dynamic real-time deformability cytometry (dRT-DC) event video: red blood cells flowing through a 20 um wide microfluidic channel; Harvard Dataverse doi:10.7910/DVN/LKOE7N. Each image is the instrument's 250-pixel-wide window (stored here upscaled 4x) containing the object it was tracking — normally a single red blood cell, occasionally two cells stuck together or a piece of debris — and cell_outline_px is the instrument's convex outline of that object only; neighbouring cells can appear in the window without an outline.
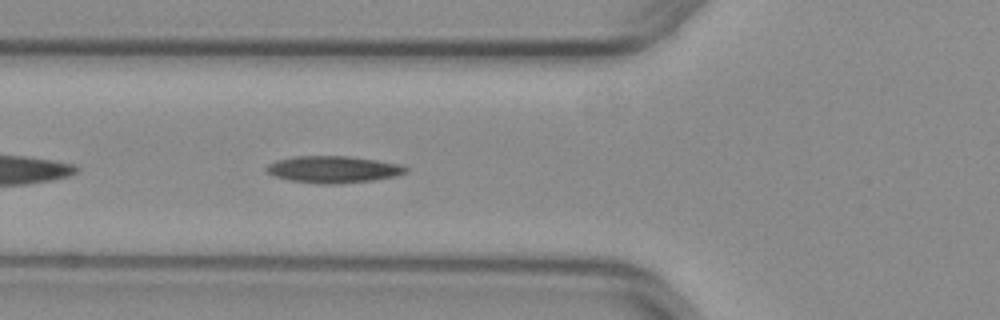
{"species": "common noctule bat (a hibernating species)", "species_latin": "Nyctalus noctula", "temperature_condition": "warm", "stored_images_in_passage": 20, "camera_frame_rate_fps": 3000, "um_per_image_px": 0.085, "animal": {"sex": "female", "body_mass_g": 29.2, "forearm_length_mm": 56.3}, "frame": {"image": 1, "passage_image": 5, "time_ms": 1.333, "image_size_px": [1000, 320], "cell_outline_px": [[408, 172], [396, 176], [372, 180], [340, 184], [320, 184], [288, 180], [264, 172], [264, 168], [268, 164], [276, 160], [296, 156], [352, 156], [400, 164], [408, 168]], "centroid_in_image_um": [28.31, 14.4], "position_along_channel_um": 97.5, "area_um2": 22.02}}
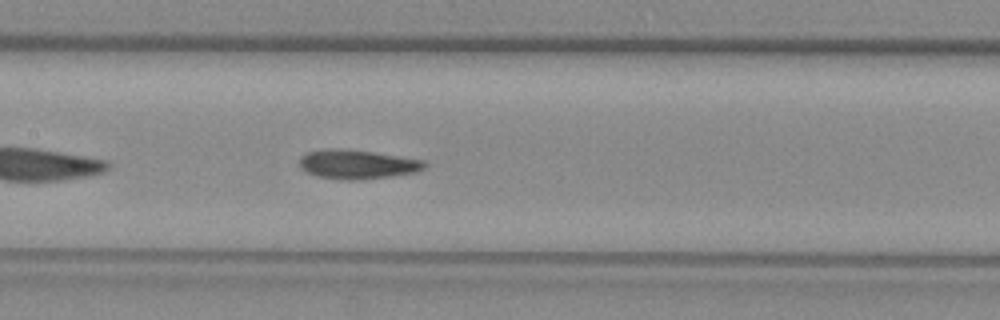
{"frame": {"image": 2, "passage_image": 11, "time_ms": 3.333, "image_size_px": [1000, 320], "cell_outline_px": [[428, 164], [424, 168], [416, 172], [388, 176], [356, 180], [340, 180], [316, 176], [304, 172], [300, 168], [300, 156], [308, 152], [332, 148], [340, 148], [372, 152], [424, 160]], "centroid_in_image_um": [30.33, 13.97], "position_along_channel_um": 177.1, "area_um2": 21.21}}
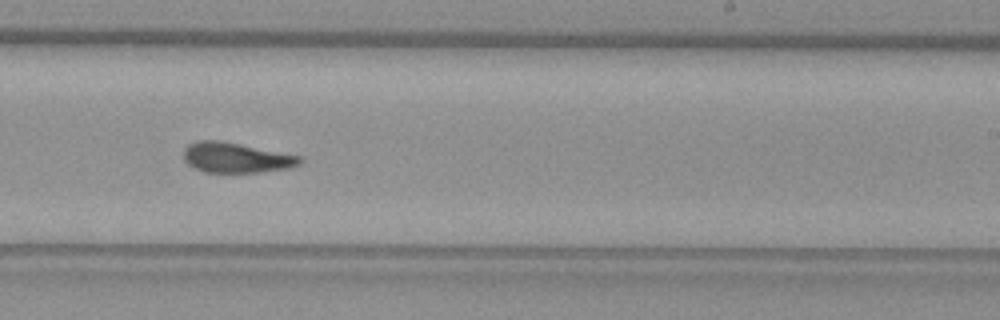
{"frame": {"image": 3, "passage_image": 18, "time_ms": 5.667, "image_size_px": [1000, 320], "cell_outline_px": [[304, 160], [300, 164], [288, 168], [260, 172], [204, 172], [192, 168], [184, 160], [184, 148], [188, 144], [196, 140], [220, 140], [300, 156]], "centroid_in_image_um": [20.02, 13.4], "position_along_channel_um": 269.0, "area_um2": 20.46}}